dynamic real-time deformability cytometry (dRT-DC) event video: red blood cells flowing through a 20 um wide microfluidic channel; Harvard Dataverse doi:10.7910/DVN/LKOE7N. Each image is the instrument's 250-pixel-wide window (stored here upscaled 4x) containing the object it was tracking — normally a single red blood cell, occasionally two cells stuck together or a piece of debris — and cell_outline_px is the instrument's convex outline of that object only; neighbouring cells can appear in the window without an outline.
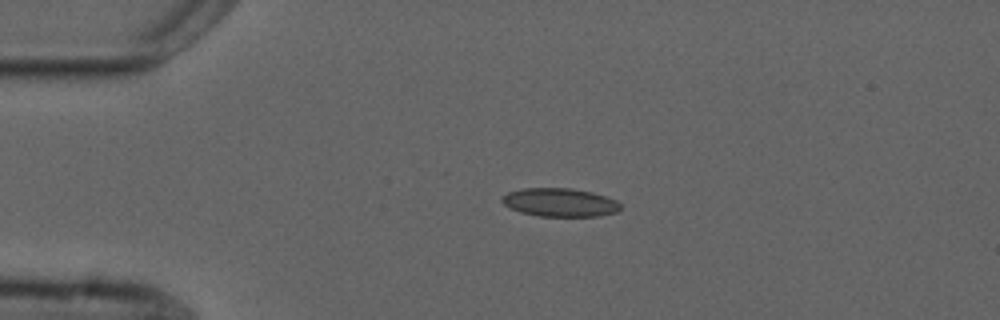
{"species": "common noctule bat (a hibernating species)", "species_latin": "Nyctalus noctula", "temperature_condition": "cold", "stored_images_in_passage": 43, "camera_frame_rate_fps": 3000, "um_per_image_px": 0.085, "animal": {"sex": "male", "forearm_length_mm": 52.5}, "frame": {"image": 1, "passage_image": 1, "time_ms": 0.0, "image_size_px": [1000, 320], "cell_outline_px": [[620, 208], [616, 212], [600, 216], [540, 216], [520, 212], [504, 204], [500, 200], [500, 196], [508, 192], [520, 188], [572, 188], [592, 192], [616, 200], [620, 204]], "centroid_in_image_um": [47.56, 17.19], "position_along_channel_um": 37.4, "area_um2": 19.65}}
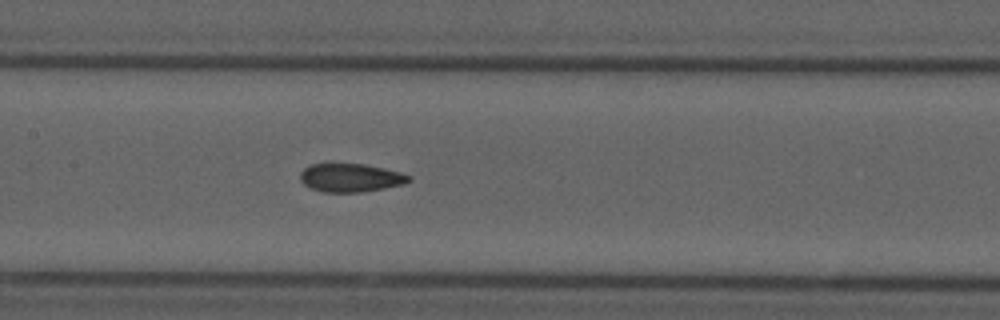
{"frame": {"image": 2, "passage_image": 15, "time_ms": 4.667, "image_size_px": [1000, 320], "cell_outline_px": [[412, 180], [404, 184], [384, 188], [360, 192], [324, 192], [312, 188], [304, 184], [300, 180], [300, 172], [304, 168], [312, 164], [328, 160], [332, 160], [364, 164], [384, 168], [400, 172], [412, 176]], "centroid_in_image_um": [29.77, 15.05], "position_along_channel_um": 177.6, "area_um2": 18.73}}
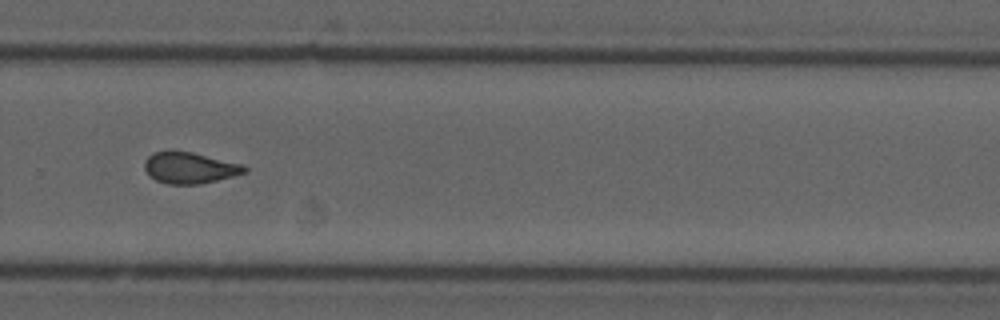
{"frame": {"image": 3, "passage_image": 26, "time_ms": 8.333, "image_size_px": [1000, 320], "cell_outline_px": [[248, 172], [200, 184], [168, 184], [156, 180], [148, 176], [144, 168], [144, 160], [152, 152], [172, 148], [192, 152], [240, 164], [248, 168]], "centroid_in_image_um": [16.04, 14.23], "position_along_channel_um": 313.8, "area_um2": 18.55}, "authors_computed_cell_mechanics": {"area_um2": 18.6116, "velocity_mm_per_s": 3.7265, "shape_relaxation_time_tau1_ms": null, "shape_relaxation_time_tau2_ms": 2.0036, "deformation_change_tau1": null, "deformation_change_tau2": 0.0817}}